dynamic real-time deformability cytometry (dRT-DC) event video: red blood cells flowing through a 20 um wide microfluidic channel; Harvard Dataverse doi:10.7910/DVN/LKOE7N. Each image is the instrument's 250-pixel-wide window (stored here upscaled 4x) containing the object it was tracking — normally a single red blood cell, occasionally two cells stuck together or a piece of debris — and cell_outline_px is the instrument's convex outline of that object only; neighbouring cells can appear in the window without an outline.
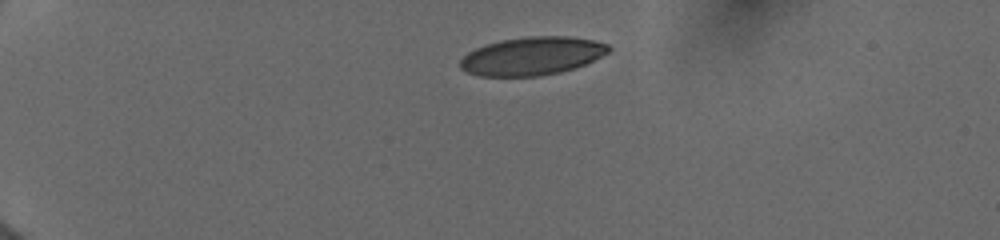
{"species": "human", "species_latin": "Homo sapiens", "temperature_condition": "cold", "stored_images_in_passage": 10, "camera_frame_rate_fps": 3000, "um_per_image_px": 0.085, "donor": {"sex": "female"}, "frame": {"image": 1, "passage_image": 1, "time_ms": 0.0, "image_size_px": [1000, 240], "cell_outline_px": [[612, 48], [608, 52], [576, 68], [560, 72], [540, 76], [480, 76], [468, 72], [460, 68], [460, 60], [468, 52], [476, 48], [500, 40], [528, 36], [568, 36], [592, 40], [608, 44]], "centroid_in_image_um": [45.22, 4.76], "position_along_channel_um": 39.8, "area_um2": 32.89}}
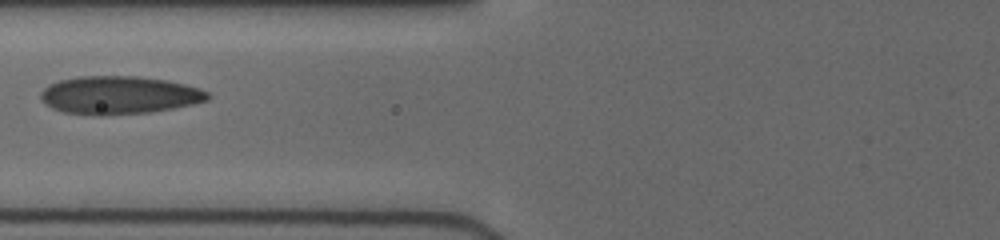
{"frame": {"image": 2, "passage_image": 5, "time_ms": 3.667, "image_size_px": [1000, 240], "cell_outline_px": [[212, 96], [208, 100], [192, 104], [152, 112], [104, 116], [96, 116], [64, 112], [52, 108], [40, 96], [40, 92], [48, 84], [60, 80], [80, 76], [140, 76], [168, 80], [200, 88], [208, 92]], "centroid_in_image_um": [10.15, 8.09], "position_along_channel_um": 115.7, "area_um2": 37.28}}
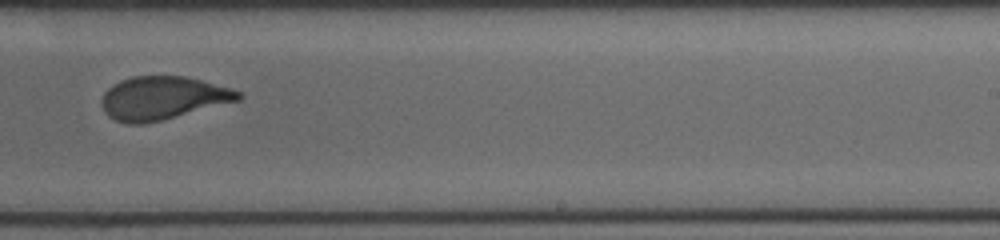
{"frame": {"image": 3, "passage_image": 9, "time_ms": 7.667, "image_size_px": [1000, 240], "cell_outline_px": [[244, 96], [240, 100], [144, 124], [128, 124], [116, 120], [108, 116], [100, 100], [104, 92], [112, 84], [120, 80], [132, 76], [184, 76], [232, 88], [240, 92]], "centroid_in_image_um": [13.81, 8.32], "position_along_channel_um": 275.2, "area_um2": 34.22}}